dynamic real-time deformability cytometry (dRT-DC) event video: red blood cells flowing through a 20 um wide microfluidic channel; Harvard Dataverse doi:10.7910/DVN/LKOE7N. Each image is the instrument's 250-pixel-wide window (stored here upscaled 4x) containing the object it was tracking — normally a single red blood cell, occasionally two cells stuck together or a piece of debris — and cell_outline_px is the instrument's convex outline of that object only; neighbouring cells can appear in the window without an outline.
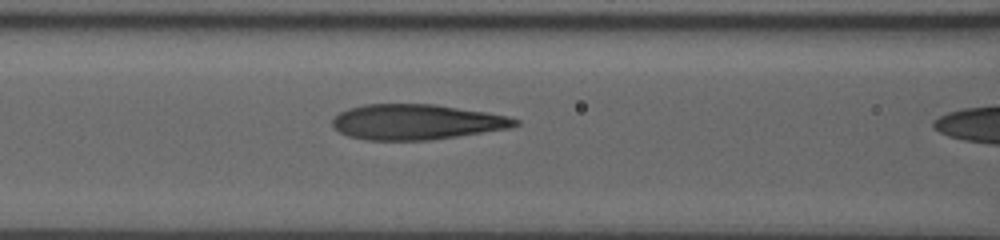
{"species": "human", "species_latin": "Homo sapiens", "temperature_condition": "room temperature", "stored_images_in_passage": 29, "camera_frame_rate_fps": 3000, "um_per_image_px": 0.085, "donor": {"sex": "male"}, "frame": {"image": 1, "passage_image": 28, "time_ms": 8.0, "image_size_px": [1000, 240], "cell_outline_px": [[520, 124], [512, 128], [428, 140], [368, 140], [348, 136], [332, 128], [332, 120], [340, 112], [348, 108], [364, 104], [432, 104], [484, 112], [508, 116], [520, 120]], "centroid_in_image_um": [35.38, 10.37], "position_along_channel_um": 131.2, "area_um2": 37.51}}